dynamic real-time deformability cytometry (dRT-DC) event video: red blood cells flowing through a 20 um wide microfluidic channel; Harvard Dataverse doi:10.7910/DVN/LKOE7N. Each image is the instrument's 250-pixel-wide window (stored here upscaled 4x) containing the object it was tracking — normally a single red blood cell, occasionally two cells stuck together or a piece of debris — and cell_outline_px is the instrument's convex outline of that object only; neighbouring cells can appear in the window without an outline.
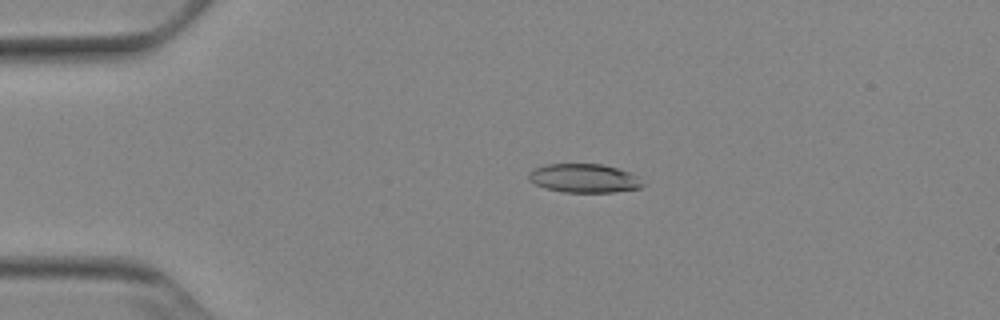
{"species": "Egyptian fruit bat (a non-hibernating species)", "species_latin": "Rousettus aegyptiacus", "temperature_condition": "cold", "stored_images_in_passage": 53, "camera_frame_rate_fps": 3000, "um_per_image_px": 0.085, "animal": {"sex": "female"}, "frame": {"image": 1, "passage_image": 12, "time_ms": 3.667, "image_size_px": [1000, 320], "cell_outline_px": [[644, 184], [640, 188], [612, 192], [564, 192], [544, 188], [528, 180], [528, 172], [532, 168], [548, 164], [604, 164], [628, 172], [636, 176]], "centroid_in_image_um": [49.59, 15.15], "position_along_channel_um": 35.4, "area_um2": 19.07}}
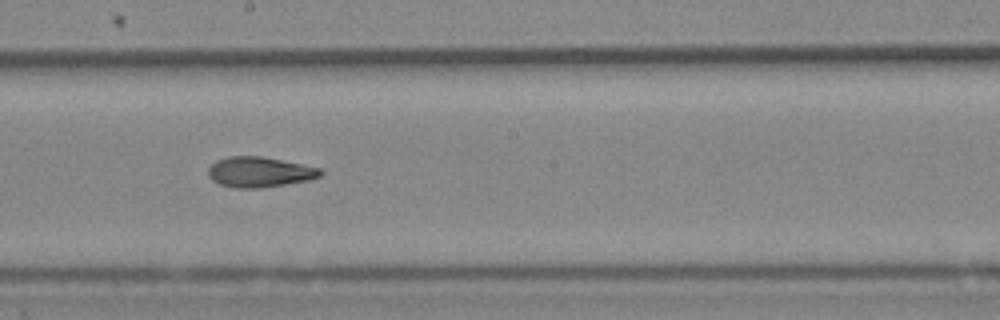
{"frame": {"image": 2, "passage_image": 30, "time_ms": 9.667, "image_size_px": [1000, 320], "cell_outline_px": [[324, 172], [320, 176], [308, 180], [260, 188], [236, 188], [220, 184], [212, 180], [208, 176], [208, 168], [216, 160], [228, 156], [260, 156], [320, 168]], "centroid_in_image_um": [22.02, 14.62], "position_along_channel_um": 226.2, "area_um2": 19.65}}
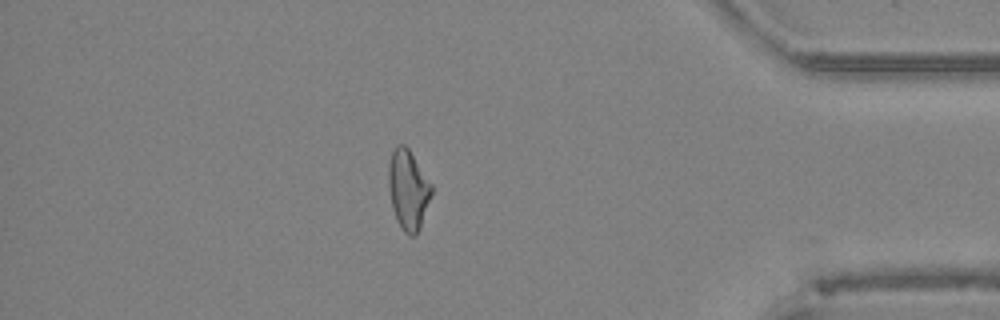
{"frame": {"image": 3, "passage_image": 46, "time_ms": 15.0, "image_size_px": [1000, 320], "cell_outline_px": [[432, 192], [420, 228], [416, 236], [408, 236], [404, 232], [396, 220], [392, 208], [388, 188], [388, 164], [392, 152], [396, 144], [404, 144], [408, 148], [432, 184]], "centroid_in_image_um": [34.67, 16.13], "position_along_channel_um": 400.5, "area_um2": 20.11}, "authors_computed_cell_mechanics": {"area_um2": 19.9988, "velocity_mm_per_s": 3.9063, "shape_relaxation_time_tau1_ms": 5.7899, "shape_relaxation_time_tau2_ms": 3.1547, "deformation_change_tau1": 0.1727, "deformation_change_tau2": 0.1171}}